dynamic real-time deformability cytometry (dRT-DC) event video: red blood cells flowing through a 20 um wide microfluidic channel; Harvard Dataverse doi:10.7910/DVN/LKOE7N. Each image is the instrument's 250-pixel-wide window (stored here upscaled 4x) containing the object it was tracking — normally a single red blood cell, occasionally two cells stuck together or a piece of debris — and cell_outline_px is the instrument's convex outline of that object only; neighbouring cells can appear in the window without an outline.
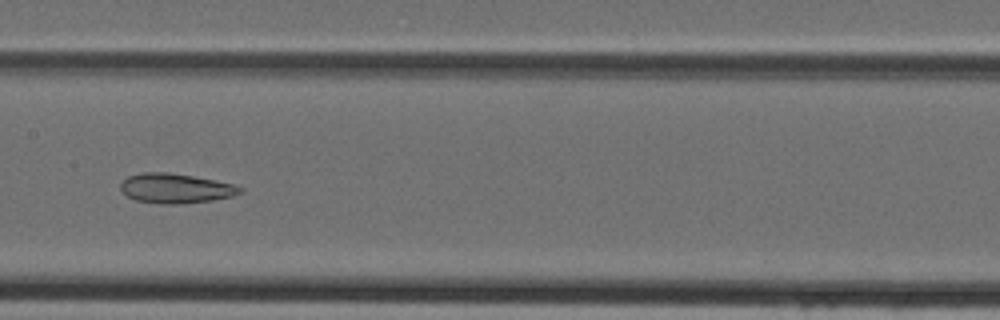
{"species": "Egyptian fruit bat (a non-hibernating species)", "species_latin": "Rousettus aegyptiacus", "temperature_condition": "cold", "stored_images_in_passage": 34, "camera_frame_rate_fps": 3000, "um_per_image_px": 0.085, "animal": {"sex": "female"}, "frame": {"image": 1, "passage_image": 12, "time_ms": 3.667, "image_size_px": [1000, 320], "cell_outline_px": [[244, 192], [232, 196], [212, 200], [176, 204], [160, 204], [136, 200], [128, 196], [120, 188], [120, 184], [128, 176], [144, 172], [168, 172], [216, 180], [232, 184], [244, 188]], "centroid_in_image_um": [14.95, 16.01], "position_along_channel_um": 192.5, "area_um2": 20.58}}
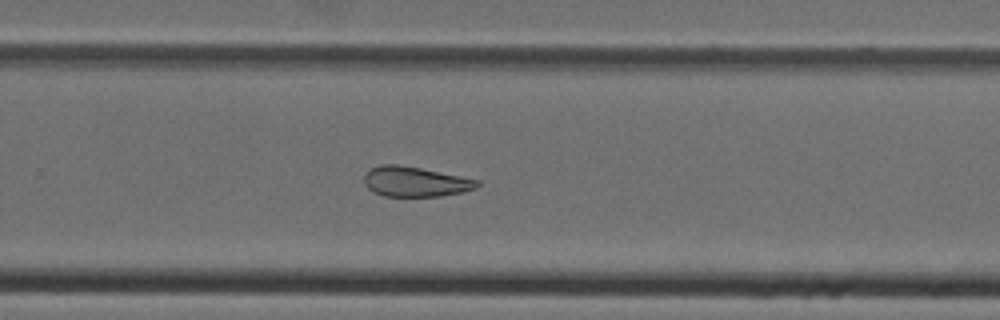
{"frame": {"image": 2, "passage_image": 19, "time_ms": 6.0, "image_size_px": [1000, 320], "cell_outline_px": [[480, 184], [476, 188], [460, 192], [440, 196], [384, 196], [372, 192], [364, 184], [364, 176], [372, 168], [380, 164], [400, 164], [480, 180]], "centroid_in_image_um": [35.27, 15.44], "position_along_channel_um": 294.5, "area_um2": 19.71}}
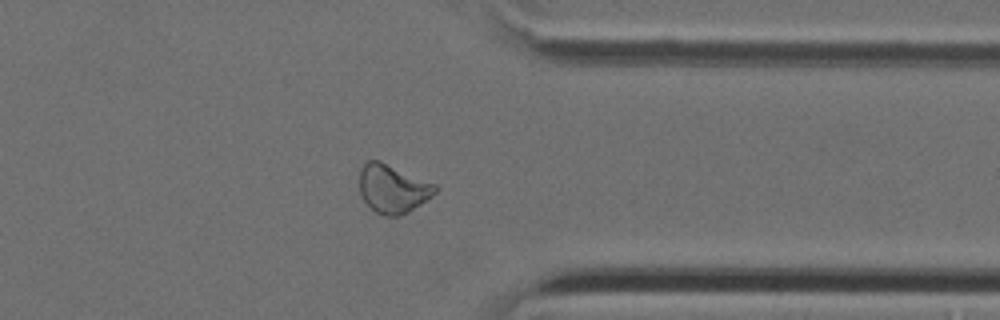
{"frame": {"image": 3, "passage_image": 25, "time_ms": 8.0, "image_size_px": [1000, 320], "cell_outline_px": [[440, 188], [432, 196], [420, 204], [400, 216], [384, 216], [376, 212], [364, 200], [360, 192], [360, 168], [368, 160], [380, 160], [436, 184]], "centroid_in_image_um": [33.4, 16.02], "position_along_channel_um": 378.0, "area_um2": 21.33}}